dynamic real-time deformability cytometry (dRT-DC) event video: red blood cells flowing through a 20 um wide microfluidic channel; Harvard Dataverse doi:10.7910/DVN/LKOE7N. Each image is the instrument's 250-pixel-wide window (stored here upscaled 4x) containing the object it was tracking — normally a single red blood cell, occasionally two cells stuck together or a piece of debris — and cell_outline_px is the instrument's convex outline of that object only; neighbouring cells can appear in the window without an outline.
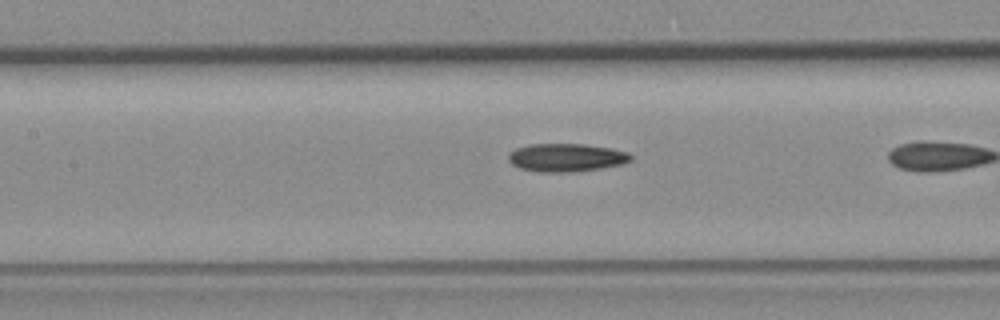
{"species": "common noctule bat (a hibernating species)", "species_latin": "Nyctalus noctula", "temperature_condition": "room temperature", "stored_images_in_passage": 6, "camera_frame_rate_fps": 3000, "um_per_image_px": 0.085, "animal": {"sex": "female", "body_mass_g": 19.3, "forearm_length_mm": 54.1}, "frame": {"image": 1, "passage_image": 5, "time_ms": 1.333, "image_size_px": [1000, 320], "cell_outline_px": [[632, 160], [624, 164], [600, 168], [572, 172], [540, 172], [520, 168], [512, 164], [508, 160], [508, 152], [516, 148], [528, 144], [584, 144], [612, 148], [628, 152], [632, 156]], "centroid_in_image_um": [48.13, 13.39], "position_along_channel_um": 159.3, "area_um2": 20.23}}